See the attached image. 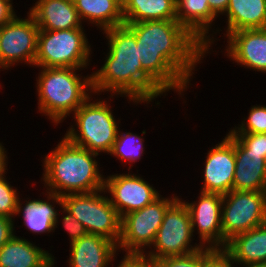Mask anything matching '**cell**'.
<instances>
[{
  "label": "cell",
  "instance_id": "obj_1",
  "mask_svg": "<svg viewBox=\"0 0 266 267\" xmlns=\"http://www.w3.org/2000/svg\"><path fill=\"white\" fill-rule=\"evenodd\" d=\"M124 24L135 34L142 68L167 93L174 91L181 99L207 56L203 45L176 20Z\"/></svg>",
  "mask_w": 266,
  "mask_h": 267
},
{
  "label": "cell",
  "instance_id": "obj_2",
  "mask_svg": "<svg viewBox=\"0 0 266 267\" xmlns=\"http://www.w3.org/2000/svg\"><path fill=\"white\" fill-rule=\"evenodd\" d=\"M107 43L104 64L91 72L92 91L96 95L110 93L126 97L134 106L149 107L156 98L168 93L142 68L134 32L122 24L102 31Z\"/></svg>",
  "mask_w": 266,
  "mask_h": 267
},
{
  "label": "cell",
  "instance_id": "obj_3",
  "mask_svg": "<svg viewBox=\"0 0 266 267\" xmlns=\"http://www.w3.org/2000/svg\"><path fill=\"white\" fill-rule=\"evenodd\" d=\"M99 155L70 143L64 136L42 161L41 183L46 192L63 196L104 189Z\"/></svg>",
  "mask_w": 266,
  "mask_h": 267
},
{
  "label": "cell",
  "instance_id": "obj_4",
  "mask_svg": "<svg viewBox=\"0 0 266 267\" xmlns=\"http://www.w3.org/2000/svg\"><path fill=\"white\" fill-rule=\"evenodd\" d=\"M38 68L37 113L46 116L56 127L93 94L91 74L82 75L81 70L85 72V69L70 67Z\"/></svg>",
  "mask_w": 266,
  "mask_h": 267
},
{
  "label": "cell",
  "instance_id": "obj_5",
  "mask_svg": "<svg viewBox=\"0 0 266 267\" xmlns=\"http://www.w3.org/2000/svg\"><path fill=\"white\" fill-rule=\"evenodd\" d=\"M95 96V93L91 94L72 114L73 116H70L74 122L67 127L64 137L73 145L88 149L90 152L108 155L117 138L121 123V119L115 118L113 106L110 103L114 97L119 96L107 95L108 98L98 97L100 96L98 94L97 98Z\"/></svg>",
  "mask_w": 266,
  "mask_h": 267
},
{
  "label": "cell",
  "instance_id": "obj_6",
  "mask_svg": "<svg viewBox=\"0 0 266 267\" xmlns=\"http://www.w3.org/2000/svg\"><path fill=\"white\" fill-rule=\"evenodd\" d=\"M85 30H39L34 68H89L94 55Z\"/></svg>",
  "mask_w": 266,
  "mask_h": 267
},
{
  "label": "cell",
  "instance_id": "obj_7",
  "mask_svg": "<svg viewBox=\"0 0 266 267\" xmlns=\"http://www.w3.org/2000/svg\"><path fill=\"white\" fill-rule=\"evenodd\" d=\"M62 206L84 225L88 233L103 236L118 244L121 217L104 189L63 195Z\"/></svg>",
  "mask_w": 266,
  "mask_h": 267
},
{
  "label": "cell",
  "instance_id": "obj_8",
  "mask_svg": "<svg viewBox=\"0 0 266 267\" xmlns=\"http://www.w3.org/2000/svg\"><path fill=\"white\" fill-rule=\"evenodd\" d=\"M179 198L160 195L157 199L142 209L127 213L121 217L120 238L117 244L118 252L146 253L153 244L167 209Z\"/></svg>",
  "mask_w": 266,
  "mask_h": 267
},
{
  "label": "cell",
  "instance_id": "obj_9",
  "mask_svg": "<svg viewBox=\"0 0 266 267\" xmlns=\"http://www.w3.org/2000/svg\"><path fill=\"white\" fill-rule=\"evenodd\" d=\"M193 231L189 210L178 198L166 211L152 246L146 254L157 260L170 256H184L203 247L193 241Z\"/></svg>",
  "mask_w": 266,
  "mask_h": 267
},
{
  "label": "cell",
  "instance_id": "obj_10",
  "mask_svg": "<svg viewBox=\"0 0 266 267\" xmlns=\"http://www.w3.org/2000/svg\"><path fill=\"white\" fill-rule=\"evenodd\" d=\"M222 235L228 242L235 235L266 223V191H236L223 195Z\"/></svg>",
  "mask_w": 266,
  "mask_h": 267
},
{
  "label": "cell",
  "instance_id": "obj_11",
  "mask_svg": "<svg viewBox=\"0 0 266 267\" xmlns=\"http://www.w3.org/2000/svg\"><path fill=\"white\" fill-rule=\"evenodd\" d=\"M19 16L0 27V71H11L20 63L34 67L40 29L29 12Z\"/></svg>",
  "mask_w": 266,
  "mask_h": 267
},
{
  "label": "cell",
  "instance_id": "obj_12",
  "mask_svg": "<svg viewBox=\"0 0 266 267\" xmlns=\"http://www.w3.org/2000/svg\"><path fill=\"white\" fill-rule=\"evenodd\" d=\"M199 192L196 201L189 202V200H184L179 196L189 210L193 235L194 237L195 234L199 235L197 239L199 238V244L203 248L224 250L228 242L222 235L221 208L223 195Z\"/></svg>",
  "mask_w": 266,
  "mask_h": 267
},
{
  "label": "cell",
  "instance_id": "obj_13",
  "mask_svg": "<svg viewBox=\"0 0 266 267\" xmlns=\"http://www.w3.org/2000/svg\"><path fill=\"white\" fill-rule=\"evenodd\" d=\"M140 175L138 170L136 174L128 170V173L105 175L104 190L120 217L142 209L161 195V191Z\"/></svg>",
  "mask_w": 266,
  "mask_h": 267
},
{
  "label": "cell",
  "instance_id": "obj_14",
  "mask_svg": "<svg viewBox=\"0 0 266 267\" xmlns=\"http://www.w3.org/2000/svg\"><path fill=\"white\" fill-rule=\"evenodd\" d=\"M205 155L200 191L222 195L232 191L235 172V136L228 130L226 136L209 148Z\"/></svg>",
  "mask_w": 266,
  "mask_h": 267
},
{
  "label": "cell",
  "instance_id": "obj_15",
  "mask_svg": "<svg viewBox=\"0 0 266 267\" xmlns=\"http://www.w3.org/2000/svg\"><path fill=\"white\" fill-rule=\"evenodd\" d=\"M224 39L227 43L221 52L233 64L266 74V28L239 30Z\"/></svg>",
  "mask_w": 266,
  "mask_h": 267
},
{
  "label": "cell",
  "instance_id": "obj_16",
  "mask_svg": "<svg viewBox=\"0 0 266 267\" xmlns=\"http://www.w3.org/2000/svg\"><path fill=\"white\" fill-rule=\"evenodd\" d=\"M175 2L176 21L203 45L207 56L214 52L212 48L216 40L220 41L216 39L217 34L222 30L212 29L217 17L210 10L208 0H175Z\"/></svg>",
  "mask_w": 266,
  "mask_h": 267
},
{
  "label": "cell",
  "instance_id": "obj_17",
  "mask_svg": "<svg viewBox=\"0 0 266 267\" xmlns=\"http://www.w3.org/2000/svg\"><path fill=\"white\" fill-rule=\"evenodd\" d=\"M69 244V267H113L112 262L121 254L113 241L92 233Z\"/></svg>",
  "mask_w": 266,
  "mask_h": 267
},
{
  "label": "cell",
  "instance_id": "obj_18",
  "mask_svg": "<svg viewBox=\"0 0 266 267\" xmlns=\"http://www.w3.org/2000/svg\"><path fill=\"white\" fill-rule=\"evenodd\" d=\"M41 193L43 195L45 194L44 196L46 199H32V197L29 198L28 196V198H23L25 200H20L17 216L19 218L22 217L23 225L30 233L35 235L45 234V236L47 234L51 236L56 230L55 221L59 207L62 205V196L46 191Z\"/></svg>",
  "mask_w": 266,
  "mask_h": 267
},
{
  "label": "cell",
  "instance_id": "obj_19",
  "mask_svg": "<svg viewBox=\"0 0 266 267\" xmlns=\"http://www.w3.org/2000/svg\"><path fill=\"white\" fill-rule=\"evenodd\" d=\"M34 2L28 12L40 30L84 28L73 0H34Z\"/></svg>",
  "mask_w": 266,
  "mask_h": 267
},
{
  "label": "cell",
  "instance_id": "obj_20",
  "mask_svg": "<svg viewBox=\"0 0 266 267\" xmlns=\"http://www.w3.org/2000/svg\"><path fill=\"white\" fill-rule=\"evenodd\" d=\"M233 190L266 191L265 154L249 153L236 137Z\"/></svg>",
  "mask_w": 266,
  "mask_h": 267
},
{
  "label": "cell",
  "instance_id": "obj_21",
  "mask_svg": "<svg viewBox=\"0 0 266 267\" xmlns=\"http://www.w3.org/2000/svg\"><path fill=\"white\" fill-rule=\"evenodd\" d=\"M16 235L0 248V267H49L55 261L51 249L47 251Z\"/></svg>",
  "mask_w": 266,
  "mask_h": 267
},
{
  "label": "cell",
  "instance_id": "obj_22",
  "mask_svg": "<svg viewBox=\"0 0 266 267\" xmlns=\"http://www.w3.org/2000/svg\"><path fill=\"white\" fill-rule=\"evenodd\" d=\"M224 251L236 266L266 263V223L235 235Z\"/></svg>",
  "mask_w": 266,
  "mask_h": 267
},
{
  "label": "cell",
  "instance_id": "obj_23",
  "mask_svg": "<svg viewBox=\"0 0 266 267\" xmlns=\"http://www.w3.org/2000/svg\"><path fill=\"white\" fill-rule=\"evenodd\" d=\"M223 16L227 17L223 37L243 29H264L266 0H230Z\"/></svg>",
  "mask_w": 266,
  "mask_h": 267
},
{
  "label": "cell",
  "instance_id": "obj_24",
  "mask_svg": "<svg viewBox=\"0 0 266 267\" xmlns=\"http://www.w3.org/2000/svg\"><path fill=\"white\" fill-rule=\"evenodd\" d=\"M73 3L84 26L92 25L102 32L124 24L123 6L116 0H73Z\"/></svg>",
  "mask_w": 266,
  "mask_h": 267
},
{
  "label": "cell",
  "instance_id": "obj_25",
  "mask_svg": "<svg viewBox=\"0 0 266 267\" xmlns=\"http://www.w3.org/2000/svg\"><path fill=\"white\" fill-rule=\"evenodd\" d=\"M124 23L176 20L175 0H127L123 5Z\"/></svg>",
  "mask_w": 266,
  "mask_h": 267
},
{
  "label": "cell",
  "instance_id": "obj_26",
  "mask_svg": "<svg viewBox=\"0 0 266 267\" xmlns=\"http://www.w3.org/2000/svg\"><path fill=\"white\" fill-rule=\"evenodd\" d=\"M146 133V130H143L142 136H140L130 131H121L120 128L109 155L117 158L116 160H121L123 166L129 163L128 170H131L133 164L143 158L145 153V137L143 135Z\"/></svg>",
  "mask_w": 266,
  "mask_h": 267
},
{
  "label": "cell",
  "instance_id": "obj_27",
  "mask_svg": "<svg viewBox=\"0 0 266 267\" xmlns=\"http://www.w3.org/2000/svg\"><path fill=\"white\" fill-rule=\"evenodd\" d=\"M248 116L230 128L231 133H266V105H252Z\"/></svg>",
  "mask_w": 266,
  "mask_h": 267
},
{
  "label": "cell",
  "instance_id": "obj_28",
  "mask_svg": "<svg viewBox=\"0 0 266 267\" xmlns=\"http://www.w3.org/2000/svg\"><path fill=\"white\" fill-rule=\"evenodd\" d=\"M10 183L6 176L0 179V216L14 219L17 217L21 198L18 189Z\"/></svg>",
  "mask_w": 266,
  "mask_h": 267
},
{
  "label": "cell",
  "instance_id": "obj_29",
  "mask_svg": "<svg viewBox=\"0 0 266 267\" xmlns=\"http://www.w3.org/2000/svg\"><path fill=\"white\" fill-rule=\"evenodd\" d=\"M59 209L60 210H58L57 218L55 221V229H57L61 221L62 222L61 225L68 234L69 237L68 240L70 243L80 239L81 237H83L88 233L84 225L81 224L67 209H65L62 205L60 206ZM59 216H61L62 218L59 219Z\"/></svg>",
  "mask_w": 266,
  "mask_h": 267
},
{
  "label": "cell",
  "instance_id": "obj_30",
  "mask_svg": "<svg viewBox=\"0 0 266 267\" xmlns=\"http://www.w3.org/2000/svg\"><path fill=\"white\" fill-rule=\"evenodd\" d=\"M204 248L184 256H170L156 260L157 267H202Z\"/></svg>",
  "mask_w": 266,
  "mask_h": 267
},
{
  "label": "cell",
  "instance_id": "obj_31",
  "mask_svg": "<svg viewBox=\"0 0 266 267\" xmlns=\"http://www.w3.org/2000/svg\"><path fill=\"white\" fill-rule=\"evenodd\" d=\"M247 149L249 153L265 154L266 133H232Z\"/></svg>",
  "mask_w": 266,
  "mask_h": 267
},
{
  "label": "cell",
  "instance_id": "obj_32",
  "mask_svg": "<svg viewBox=\"0 0 266 267\" xmlns=\"http://www.w3.org/2000/svg\"><path fill=\"white\" fill-rule=\"evenodd\" d=\"M202 267H237L224 250L204 248Z\"/></svg>",
  "mask_w": 266,
  "mask_h": 267
},
{
  "label": "cell",
  "instance_id": "obj_33",
  "mask_svg": "<svg viewBox=\"0 0 266 267\" xmlns=\"http://www.w3.org/2000/svg\"><path fill=\"white\" fill-rule=\"evenodd\" d=\"M123 255L117 267H157L156 260L146 253H123Z\"/></svg>",
  "mask_w": 266,
  "mask_h": 267
},
{
  "label": "cell",
  "instance_id": "obj_34",
  "mask_svg": "<svg viewBox=\"0 0 266 267\" xmlns=\"http://www.w3.org/2000/svg\"><path fill=\"white\" fill-rule=\"evenodd\" d=\"M15 219L0 216V248L16 233Z\"/></svg>",
  "mask_w": 266,
  "mask_h": 267
},
{
  "label": "cell",
  "instance_id": "obj_35",
  "mask_svg": "<svg viewBox=\"0 0 266 267\" xmlns=\"http://www.w3.org/2000/svg\"><path fill=\"white\" fill-rule=\"evenodd\" d=\"M13 0H0V27L9 23L16 15Z\"/></svg>",
  "mask_w": 266,
  "mask_h": 267
},
{
  "label": "cell",
  "instance_id": "obj_36",
  "mask_svg": "<svg viewBox=\"0 0 266 267\" xmlns=\"http://www.w3.org/2000/svg\"><path fill=\"white\" fill-rule=\"evenodd\" d=\"M229 2L230 0H208L209 8L217 18L225 14Z\"/></svg>",
  "mask_w": 266,
  "mask_h": 267
},
{
  "label": "cell",
  "instance_id": "obj_37",
  "mask_svg": "<svg viewBox=\"0 0 266 267\" xmlns=\"http://www.w3.org/2000/svg\"><path fill=\"white\" fill-rule=\"evenodd\" d=\"M8 149L4 147L3 142H0V179H2L8 172ZM7 170V171H6Z\"/></svg>",
  "mask_w": 266,
  "mask_h": 267
},
{
  "label": "cell",
  "instance_id": "obj_38",
  "mask_svg": "<svg viewBox=\"0 0 266 267\" xmlns=\"http://www.w3.org/2000/svg\"><path fill=\"white\" fill-rule=\"evenodd\" d=\"M237 267H266V263L248 264L245 266H237Z\"/></svg>",
  "mask_w": 266,
  "mask_h": 267
},
{
  "label": "cell",
  "instance_id": "obj_39",
  "mask_svg": "<svg viewBox=\"0 0 266 267\" xmlns=\"http://www.w3.org/2000/svg\"><path fill=\"white\" fill-rule=\"evenodd\" d=\"M118 3H120L122 6L127 2V0H116Z\"/></svg>",
  "mask_w": 266,
  "mask_h": 267
},
{
  "label": "cell",
  "instance_id": "obj_40",
  "mask_svg": "<svg viewBox=\"0 0 266 267\" xmlns=\"http://www.w3.org/2000/svg\"><path fill=\"white\" fill-rule=\"evenodd\" d=\"M55 264H57L56 260L49 267H55Z\"/></svg>",
  "mask_w": 266,
  "mask_h": 267
}]
</instances>
